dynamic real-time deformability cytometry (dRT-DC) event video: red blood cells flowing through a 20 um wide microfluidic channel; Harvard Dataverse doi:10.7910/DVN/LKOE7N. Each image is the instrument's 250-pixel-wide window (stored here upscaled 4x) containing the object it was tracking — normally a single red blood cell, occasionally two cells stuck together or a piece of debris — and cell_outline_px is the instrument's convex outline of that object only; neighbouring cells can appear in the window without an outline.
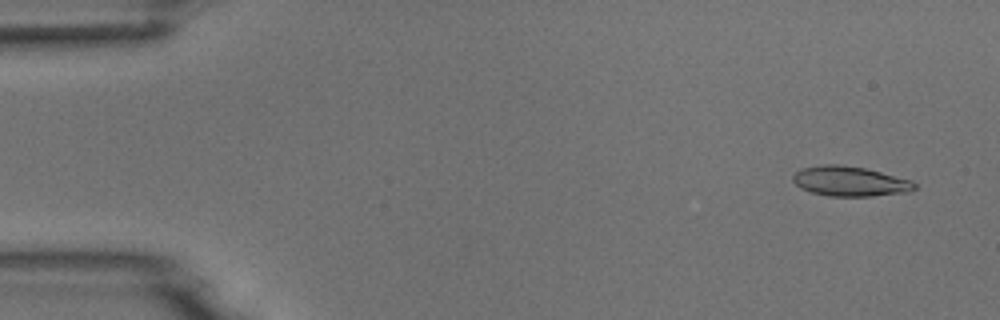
{"species": "common noctule bat (a hibernating species)", "species_latin": "Nyctalus noctula", "temperature_condition": "room temperature", "stored_images_in_passage": 4, "camera_frame_rate_fps": 3000, "um_per_image_px": 0.085, "animal": {"sex": "male", "body_mass_g": 18.8}, "frame": {"image": 1, "passage_image": 1, "time_ms": 0.0, "image_size_px": [1000, 320], "cell_outline_px": [[916, 188], [908, 192], [872, 196], [832, 196], [812, 192], [800, 188], [792, 180], [792, 176], [796, 172], [804, 168], [824, 164], [840, 164], [864, 168], [912, 180], [916, 184]], "centroid_in_image_um": [72.25, 15.41], "position_along_channel_um": 12.7, "area_um2": 21.04}}